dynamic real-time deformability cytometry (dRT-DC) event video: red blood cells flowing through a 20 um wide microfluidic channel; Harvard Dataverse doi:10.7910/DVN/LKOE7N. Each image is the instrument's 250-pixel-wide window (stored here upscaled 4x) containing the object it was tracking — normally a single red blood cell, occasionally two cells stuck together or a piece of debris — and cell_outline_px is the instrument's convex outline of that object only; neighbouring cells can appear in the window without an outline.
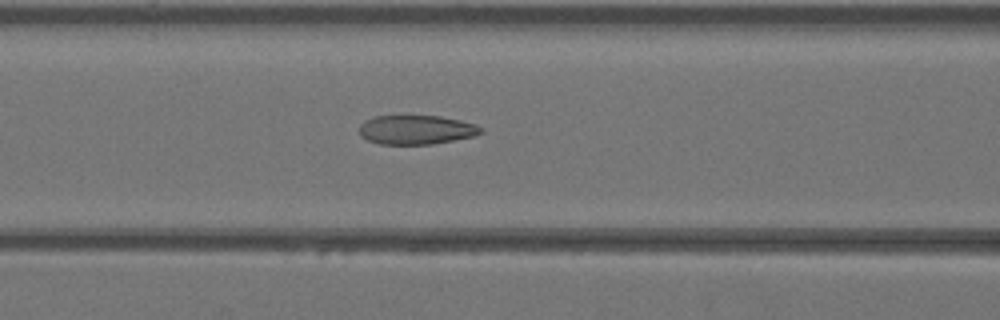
{"species": "Egyptian fruit bat (a non-hibernating species)", "species_latin": "Rousettus aegyptiacus", "temperature_condition": "warm", "stored_images_in_passage": 44, "camera_frame_rate_fps": 3000, "um_per_image_px": 0.085, "animal": {"sex": "female"}, "frame": {"image": 1, "passage_image": 19, "time_ms": 6.0, "image_size_px": [1000, 320], "cell_outline_px": [[484, 132], [476, 136], [432, 144], [380, 144], [368, 140], [360, 136], [360, 124], [364, 120], [376, 116], [440, 116], [460, 120], [476, 124], [484, 128]], "centroid_in_image_um": [35.42, 11.03], "position_along_channel_um": 131.2, "area_um2": 20.81}}
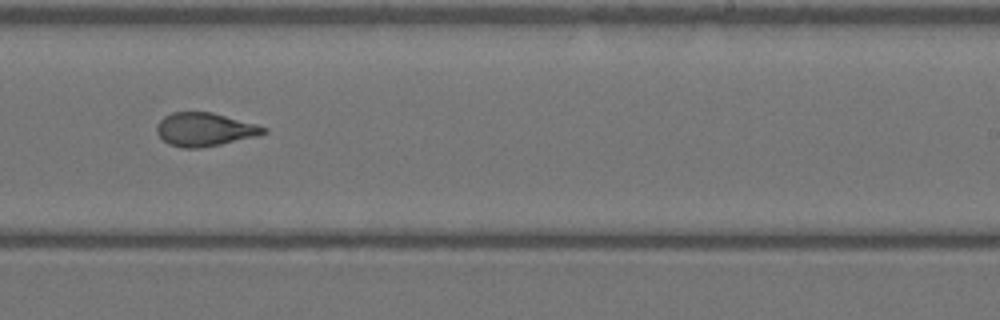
{"frame": {"image": 2, "passage_image": 28, "time_ms": 9.0, "image_size_px": [1000, 320], "cell_outline_px": [[268, 132], [256, 136], [220, 144], [200, 148], [180, 148], [168, 144], [156, 132], [156, 124], [164, 116], [172, 112], [212, 112], [256, 124], [268, 128]], "centroid_in_image_um": [17.38, 11.0], "position_along_channel_um": 271.6, "area_um2": 20.81}}
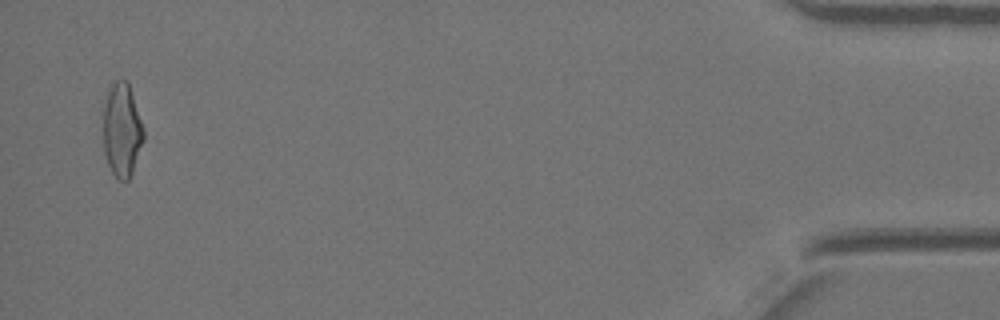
{"frame": {"image": 3, "passage_image": 43, "time_ms": 14.0, "image_size_px": [1000, 320], "cell_outline_px": [[144, 140], [132, 172], [128, 180], [116, 180], [108, 164], [104, 152], [104, 104], [108, 92], [112, 84], [116, 80], [128, 80], [144, 128]], "centroid_in_image_um": [10.38, 11.06], "position_along_channel_um": 424.8, "area_um2": 22.02}}